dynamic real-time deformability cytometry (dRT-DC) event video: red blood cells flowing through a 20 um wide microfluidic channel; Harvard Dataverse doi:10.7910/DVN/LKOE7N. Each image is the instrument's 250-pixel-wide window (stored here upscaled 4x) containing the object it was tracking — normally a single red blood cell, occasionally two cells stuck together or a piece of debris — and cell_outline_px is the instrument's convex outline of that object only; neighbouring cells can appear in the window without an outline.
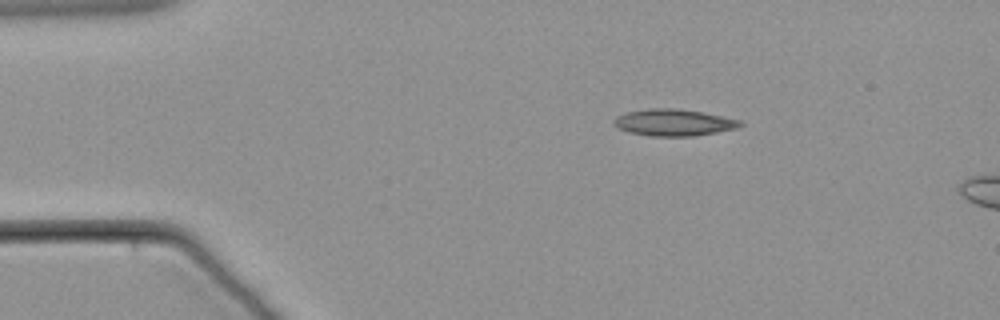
{"species": "common noctule bat (a hibernating species)", "species_latin": "Nyctalus noctula", "temperature_condition": "warm", "stored_images_in_passage": 5, "camera_frame_rate_fps": 3000, "um_per_image_px": 0.085, "animal": {"sex": "male", "body_mass_g": 21.5, "forearm_length_mm": 52.0}, "frame": {"image": 1, "passage_image": 1, "time_ms": 0.0, "image_size_px": [1000, 320], "cell_outline_px": [[744, 124], [736, 128], [716, 132], [692, 136], [652, 136], [628, 132], [612, 124], [616, 116], [628, 112], [652, 108], [676, 108], [704, 112], [740, 120]], "centroid_in_image_um": [57.27, 10.41], "position_along_channel_um": 27.7, "area_um2": 19.54}}